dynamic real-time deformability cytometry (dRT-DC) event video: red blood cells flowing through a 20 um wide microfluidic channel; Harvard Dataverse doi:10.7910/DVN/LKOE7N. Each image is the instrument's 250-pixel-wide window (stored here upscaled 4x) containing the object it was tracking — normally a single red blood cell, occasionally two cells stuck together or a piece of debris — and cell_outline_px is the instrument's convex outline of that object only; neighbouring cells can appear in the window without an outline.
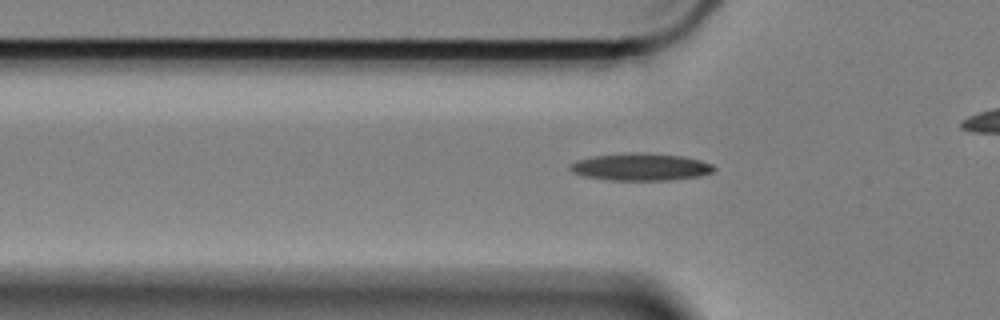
{"species": "Egyptian fruit bat (a non-hibernating species)", "species_latin": "Rousettus aegyptiacus", "temperature_condition": "cold", "stored_images_in_passage": 41, "camera_frame_rate_fps": 3000, "um_per_image_px": 0.085, "animal": {"sex": "female"}, "frame": {"image": 1, "passage_image": 11, "time_ms": 3.333, "image_size_px": [1000, 320], "cell_outline_px": [[716, 168], [712, 172], [696, 176], [668, 180], [608, 180], [584, 176], [572, 172], [568, 168], [568, 164], [576, 160], [592, 156], [632, 152], [644, 152], [680, 156], [700, 160], [712, 164]], "centroid_in_image_um": [54.39, 14.18], "position_along_channel_um": 71.4, "area_um2": 22.89}}
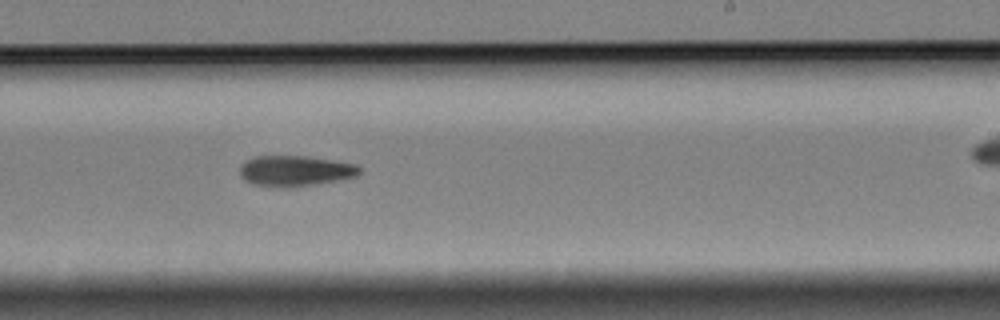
{"frame": {"image": 2, "passage_image": 28, "time_ms": 9.0, "image_size_px": [1000, 320], "cell_outline_px": [[360, 172], [356, 176], [292, 188], [252, 184], [244, 180], [240, 176], [240, 168], [244, 160], [256, 156], [304, 156], [332, 160], [356, 164], [360, 168]], "centroid_in_image_um": [25.04, 14.52], "position_along_channel_um": 264.0, "area_um2": 21.21}}
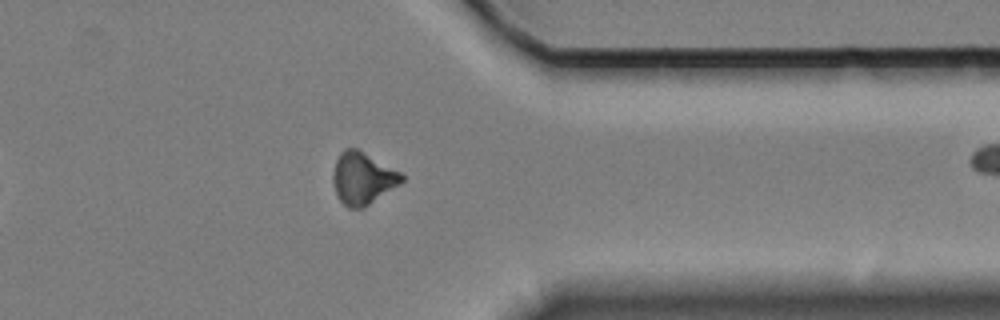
{"frame": {"image": 3, "passage_image": 39, "time_ms": 12.667, "image_size_px": [1000, 320], "cell_outline_px": [[404, 180], [400, 184], [364, 208], [348, 208], [340, 200], [336, 192], [332, 180], [332, 176], [336, 160], [340, 152], [344, 148], [356, 148], [400, 172], [404, 176]], "centroid_in_image_um": [30.81, 15.16], "position_along_channel_um": 380.6, "area_um2": 20.69}}